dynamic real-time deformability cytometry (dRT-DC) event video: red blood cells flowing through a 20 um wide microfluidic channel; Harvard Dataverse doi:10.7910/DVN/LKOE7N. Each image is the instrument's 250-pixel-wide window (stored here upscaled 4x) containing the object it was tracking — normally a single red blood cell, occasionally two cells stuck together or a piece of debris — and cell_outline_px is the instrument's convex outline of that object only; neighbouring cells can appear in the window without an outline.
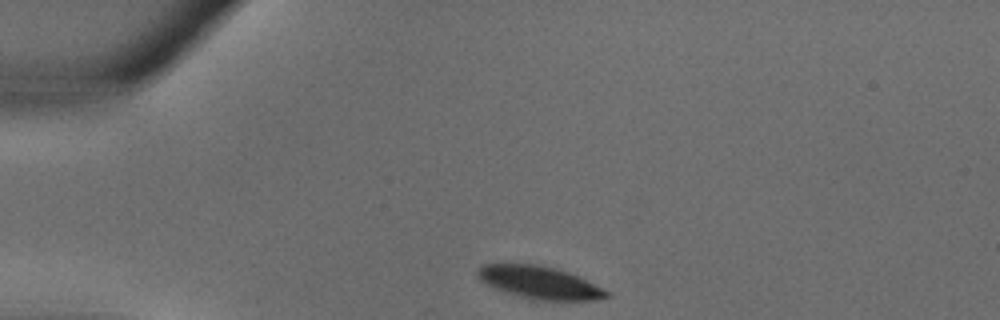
{"species": "common noctule bat (a hibernating species)", "species_latin": "Nyctalus noctula", "temperature_condition": "warm", "stored_images_in_passage": 28, "camera_frame_rate_fps": 3000, "um_per_image_px": 0.085, "animal": {"sex": "male", "body_mass_g": 18.8}, "frame": {"image": 1, "passage_image": 1, "time_ms": 0.0, "image_size_px": [1000, 320], "cell_outline_px": [[612, 296], [596, 300], [532, 300], [496, 288], [480, 280], [476, 276], [476, 268], [484, 264], [500, 260], [540, 264], [568, 272], [604, 288]], "centroid_in_image_um": [45.78, 23.95], "position_along_channel_um": 39.2, "area_um2": 25.2}}
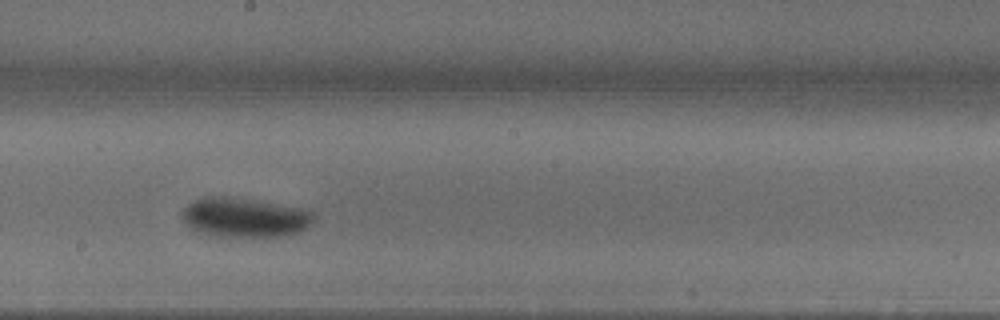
{"frame": {"image": 2, "passage_image": 13, "time_ms": 4.0, "image_size_px": [1000, 320], "cell_outline_px": [[312, 224], [296, 232], [284, 236], [216, 236], [196, 232], [184, 224], [180, 212], [188, 204], [204, 196], [228, 196], [256, 200], [300, 208], [312, 212]], "centroid_in_image_um": [20.7, 18.48], "position_along_channel_um": 227.5, "area_um2": 30.23}}
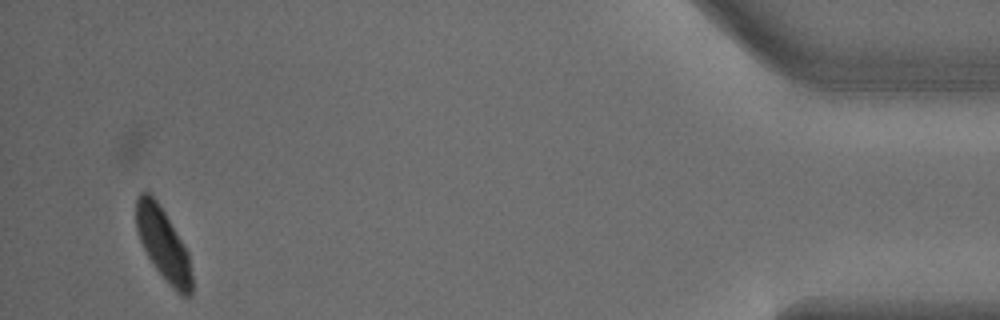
{"frame": {"image": 3, "passage_image": 27, "time_ms": 8.667, "image_size_px": [1000, 320], "cell_outline_px": [[192, 292], [188, 296], [180, 296], [176, 292], [156, 268], [148, 256], [136, 232], [136, 200], [140, 192], [148, 192], [156, 200], [164, 212], [188, 252], [192, 276]], "centroid_in_image_um": [13.87, 20.77], "position_along_channel_um": 421.3, "area_um2": 23.0}}